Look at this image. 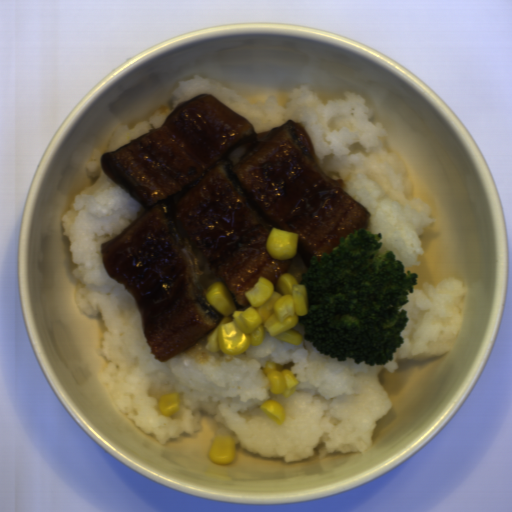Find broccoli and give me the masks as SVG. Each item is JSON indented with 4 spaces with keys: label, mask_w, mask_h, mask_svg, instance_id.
<instances>
[{
    "label": "broccoli",
    "mask_w": 512,
    "mask_h": 512,
    "mask_svg": "<svg viewBox=\"0 0 512 512\" xmlns=\"http://www.w3.org/2000/svg\"><path fill=\"white\" fill-rule=\"evenodd\" d=\"M382 233L362 227L341 239L320 261L313 257L301 276L308 312L299 316L304 339L337 361L383 366L404 343L405 305L419 275L390 249L381 253Z\"/></svg>",
    "instance_id": "1"
}]
</instances>
